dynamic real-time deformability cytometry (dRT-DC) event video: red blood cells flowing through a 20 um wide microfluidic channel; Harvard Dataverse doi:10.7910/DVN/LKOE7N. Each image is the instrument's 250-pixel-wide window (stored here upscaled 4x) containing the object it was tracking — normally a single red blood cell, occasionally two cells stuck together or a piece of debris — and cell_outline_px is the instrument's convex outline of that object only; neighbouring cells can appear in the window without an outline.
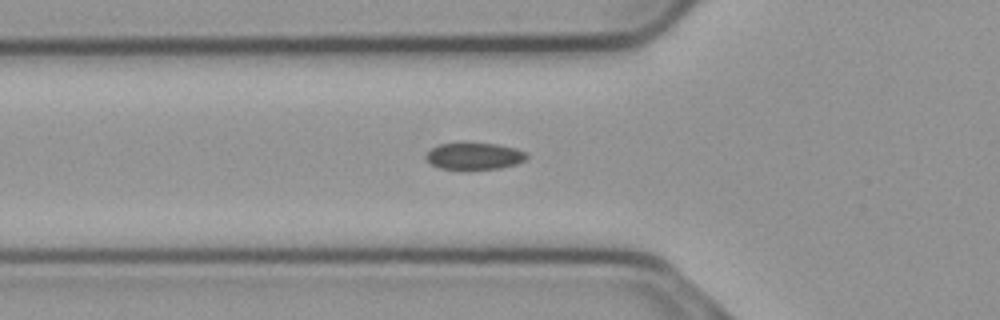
{"species": "common noctule bat (a hibernating species)", "species_latin": "Nyctalus noctula", "temperature_condition": "cold", "stored_images_in_passage": 35, "camera_frame_rate_fps": 3000, "um_per_image_px": 0.085, "animal": {"sex": "male", "body_mass_g": 23.1, "forearm_length_mm": 52.7}, "frame": {"image": 1, "passage_image": 2, "time_ms": 0.333, "image_size_px": [1000, 320], "cell_outline_px": [[528, 156], [524, 160], [516, 164], [500, 168], [468, 172], [460, 172], [440, 168], [432, 164], [428, 160], [428, 152], [432, 148], [440, 144], [496, 144], [516, 148], [524, 152]], "centroid_in_image_um": [40.33, 13.33], "position_along_channel_um": 85.5, "area_um2": 15.95}}
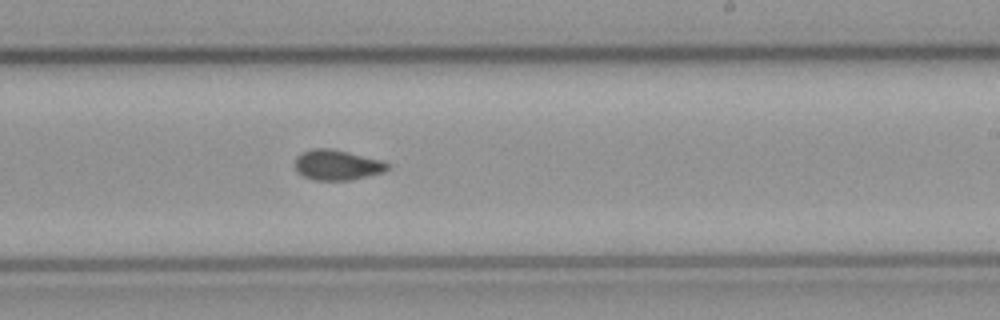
{"frame": {"image": 2, "passage_image": 16, "time_ms": 5.0, "image_size_px": [1000, 320], "cell_outline_px": [[388, 168], [384, 172], [352, 180], [312, 180], [296, 172], [296, 156], [300, 152], [312, 148], [332, 148], [380, 160], [388, 164]], "centroid_in_image_um": [28.61, 14.02], "position_along_channel_um": 260.4, "area_um2": 16.36}}
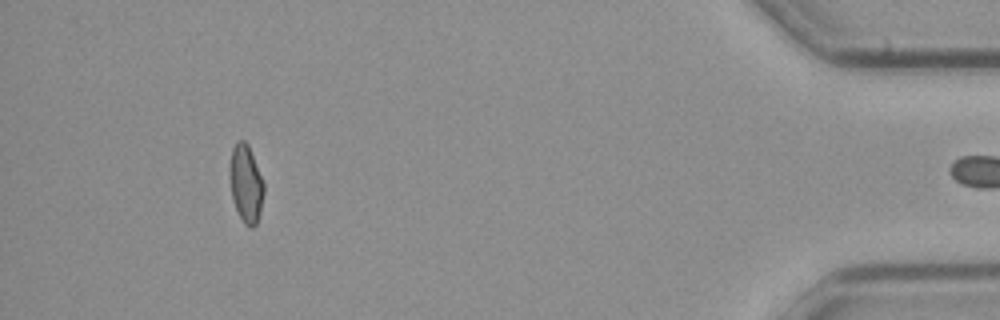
{"frame": {"image": 3, "passage_image": 34, "time_ms": 11.0, "image_size_px": [1000, 320], "cell_outline_px": [[264, 192], [260, 212], [256, 224], [252, 228], [244, 224], [236, 208], [232, 196], [228, 172], [232, 148], [236, 140], [244, 140], [248, 144], [264, 184]], "centroid_in_image_um": [20.88, 15.58], "position_along_channel_um": 414.3, "area_um2": 15.43}}